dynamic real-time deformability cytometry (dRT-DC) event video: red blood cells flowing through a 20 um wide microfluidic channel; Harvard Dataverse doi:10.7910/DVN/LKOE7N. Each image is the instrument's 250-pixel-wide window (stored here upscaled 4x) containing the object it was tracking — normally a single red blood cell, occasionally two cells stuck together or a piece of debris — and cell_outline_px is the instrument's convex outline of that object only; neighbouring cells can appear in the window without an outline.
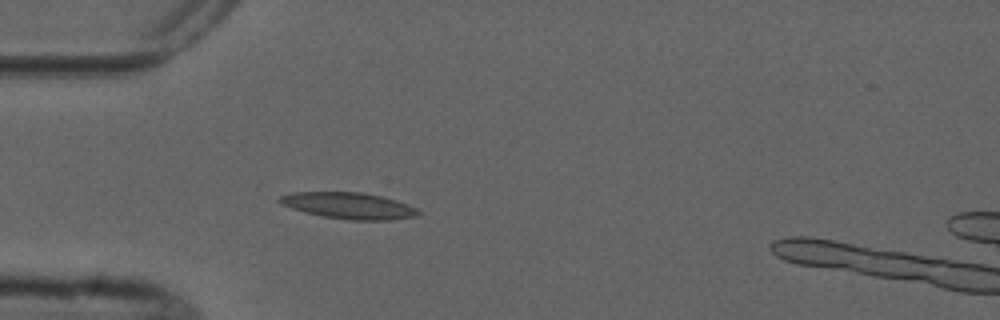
{"species": "common noctule bat (a hibernating species)", "species_latin": "Nyctalus noctula", "temperature_condition": "cold", "stored_images_in_passage": 5, "camera_frame_rate_fps": 3000, "um_per_image_px": 0.085, "animal": {"sex": "male", "forearm_length_mm": 52.5}, "frame": {"image": 1, "passage_image": 4, "time_ms": 3.333, "image_size_px": [1000, 320], "cell_outline_px": [[420, 212], [416, 216], [388, 220], [348, 220], [324, 216], [304, 212], [280, 204], [276, 200], [280, 196], [292, 192], [360, 192], [380, 196], [396, 200], [408, 204], [416, 208]], "centroid_in_image_um": [29.61, 17.48], "position_along_channel_um": 55.4, "area_um2": 21.21}}